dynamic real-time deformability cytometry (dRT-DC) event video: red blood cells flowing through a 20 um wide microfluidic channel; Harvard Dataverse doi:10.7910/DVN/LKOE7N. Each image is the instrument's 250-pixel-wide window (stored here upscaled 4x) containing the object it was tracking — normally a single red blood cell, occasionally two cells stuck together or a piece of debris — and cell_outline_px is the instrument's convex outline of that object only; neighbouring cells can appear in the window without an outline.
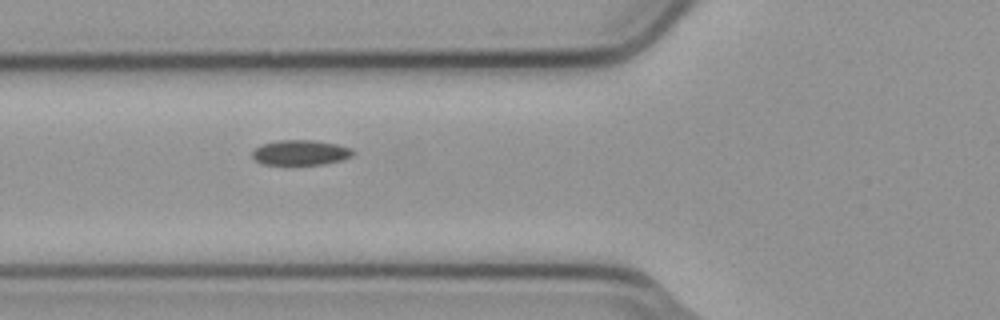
{"species": "common noctule bat (a hibernating species)", "species_latin": "Nyctalus noctula", "temperature_condition": "cold", "stored_images_in_passage": 6, "camera_frame_rate_fps": 3000, "um_per_image_px": 0.085, "animal": {"sex": "male", "body_mass_g": 23.1, "forearm_length_mm": 52.7}, "frame": {"image": 1, "passage_image": 6, "time_ms": 1.667, "image_size_px": [1000, 320], "cell_outline_px": [[356, 152], [352, 156], [340, 160], [324, 164], [264, 164], [256, 160], [252, 156], [252, 152], [260, 144], [280, 140], [312, 140], [336, 144], [352, 148]], "centroid_in_image_um": [25.56, 12.96], "position_along_channel_um": 100.2, "area_um2": 14.62}}